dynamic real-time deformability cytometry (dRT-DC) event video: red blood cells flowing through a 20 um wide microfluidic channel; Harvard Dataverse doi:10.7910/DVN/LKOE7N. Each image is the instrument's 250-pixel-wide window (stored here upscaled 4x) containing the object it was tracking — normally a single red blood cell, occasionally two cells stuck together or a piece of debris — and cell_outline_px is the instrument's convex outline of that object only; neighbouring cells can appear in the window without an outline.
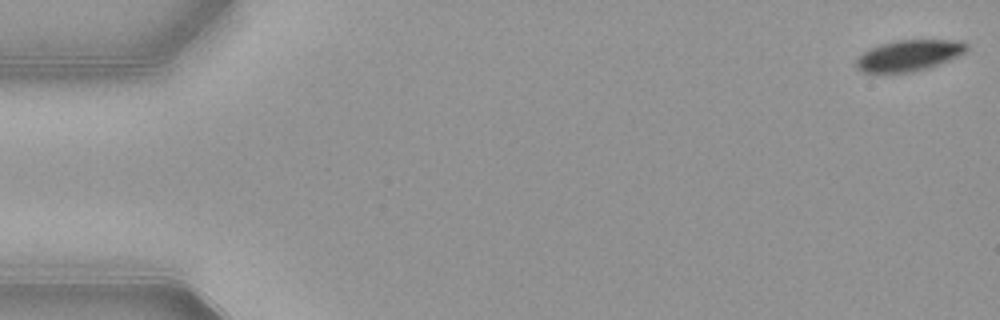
{"species": "common noctule bat (a hibernating species)", "species_latin": "Nyctalus noctula", "temperature_condition": "warm", "stored_images_in_passage": 54, "camera_frame_rate_fps": 3000, "um_per_image_px": 0.085, "animal": {"sex": "female", "body_mass_g": 21.9}, "frame": {"image": 1, "passage_image": 1, "time_ms": 0.0, "image_size_px": [1000, 320], "cell_outline_px": [[968, 48], [964, 52], [948, 60], [928, 68], [908, 72], [864, 72], [856, 68], [856, 60], [868, 48], [880, 44], [896, 40], [960, 40], [968, 44]], "centroid_in_image_um": [77.25, 4.7], "position_along_channel_um": 7.8, "area_um2": 19.77}}
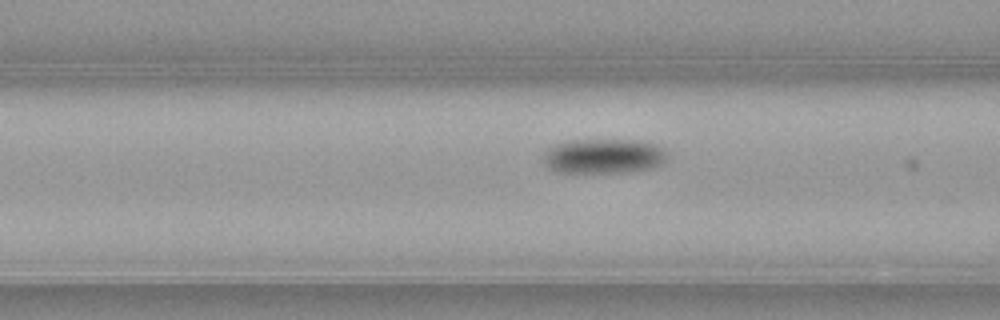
{"frame": {"image": 2, "passage_image": 21, "time_ms": 6.667, "image_size_px": [1000, 320], "cell_outline_px": [[668, 156], [664, 164], [656, 168], [628, 172], [556, 172], [548, 168], [544, 164], [544, 152], [548, 148], [564, 140], [640, 140], [656, 144], [664, 148], [668, 152]], "centroid_in_image_um": [51.36, 13.27], "position_along_channel_um": 115.2, "area_um2": 25.66}}
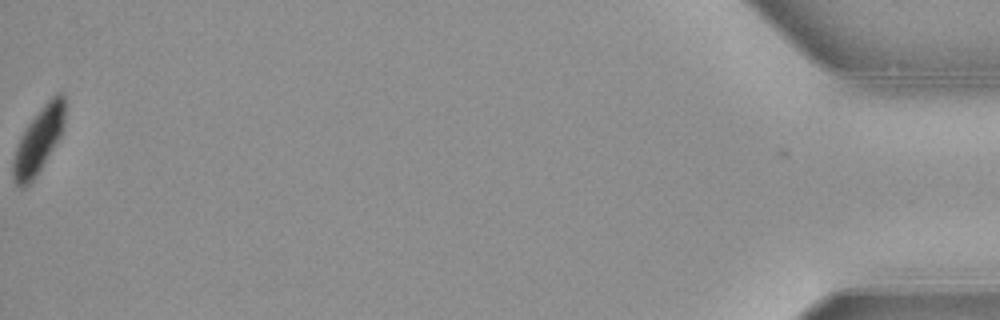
{"frame": {"image": 3, "passage_image": 54, "time_ms": 17.667, "image_size_px": [1000, 320], "cell_outline_px": [[64, 124], [60, 136], [40, 168], [32, 180], [28, 184], [20, 188], [16, 184], [12, 176], [12, 160], [16, 144], [24, 128], [40, 108], [56, 92], [64, 92]], "centroid_in_image_um": [3.24, 11.89], "position_along_channel_um": 432.0, "area_um2": 19.59}, "authors_computed_cell_mechanics": {"area_um2": 23.3801, "velocity_mm_per_s": 3.842, "shape_relaxation_time_tau1_ms": 1.9342, "shape_relaxation_time_tau2_ms": null, "deformation_change_tau1": 0.1184, "deformation_change_tau2": null}}